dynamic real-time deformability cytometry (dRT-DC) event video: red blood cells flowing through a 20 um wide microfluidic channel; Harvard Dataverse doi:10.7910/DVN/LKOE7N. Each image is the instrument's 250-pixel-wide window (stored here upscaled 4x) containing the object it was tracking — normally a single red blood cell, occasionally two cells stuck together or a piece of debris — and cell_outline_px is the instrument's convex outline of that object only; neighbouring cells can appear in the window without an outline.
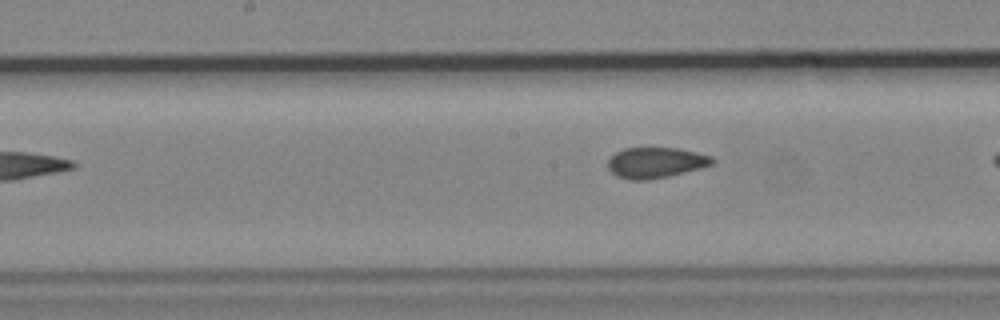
{"species": "common noctule bat (a hibernating species)", "species_latin": "Nyctalus noctula", "temperature_condition": "cold", "stored_images_in_passage": 7, "camera_frame_rate_fps": 3000, "um_per_image_px": 0.085, "animal": {"sex": "male", "body_mass_g": 19.2, "forearm_length_mm": 51.8}, "frame": {"image": 1, "passage_image": 7, "time_ms": 2.0, "image_size_px": [1000, 320], "cell_outline_px": [[716, 160], [712, 164], [700, 168], [668, 176], [644, 180], [632, 180], [616, 176], [608, 168], [608, 160], [616, 152], [624, 148], [676, 148], [696, 152], [712, 156]], "centroid_in_image_um": [55.73, 13.82], "position_along_channel_um": 192.5, "area_um2": 18.5}}